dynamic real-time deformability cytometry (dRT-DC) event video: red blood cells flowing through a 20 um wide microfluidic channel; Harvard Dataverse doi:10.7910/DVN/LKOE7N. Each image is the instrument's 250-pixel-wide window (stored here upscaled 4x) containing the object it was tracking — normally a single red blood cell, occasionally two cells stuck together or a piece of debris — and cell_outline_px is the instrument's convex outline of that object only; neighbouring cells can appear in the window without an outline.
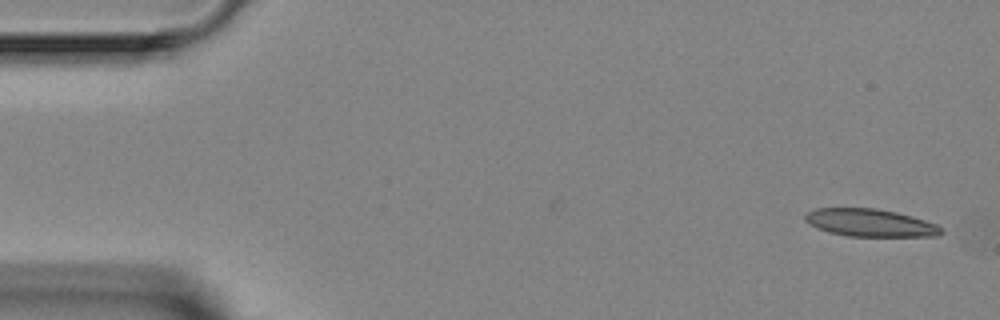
{"species": "Egyptian fruit bat (a non-hibernating species)", "species_latin": "Rousettus aegyptiacus", "temperature_condition": "room temperature", "stored_images_in_passage": 3, "camera_frame_rate_fps": 3000, "um_per_image_px": 0.085, "animal": {"sex": "female"}, "frame": {"image": 1, "passage_image": 1, "time_ms": 0.0, "image_size_px": [1000, 320], "cell_outline_px": [[944, 232], [936, 236], [848, 236], [828, 232], [816, 228], [804, 220], [804, 216], [808, 212], [816, 208], [876, 208], [896, 212], [912, 216], [936, 224]], "centroid_in_image_um": [73.93, 18.93], "position_along_channel_um": 11.1, "area_um2": 21.85}}